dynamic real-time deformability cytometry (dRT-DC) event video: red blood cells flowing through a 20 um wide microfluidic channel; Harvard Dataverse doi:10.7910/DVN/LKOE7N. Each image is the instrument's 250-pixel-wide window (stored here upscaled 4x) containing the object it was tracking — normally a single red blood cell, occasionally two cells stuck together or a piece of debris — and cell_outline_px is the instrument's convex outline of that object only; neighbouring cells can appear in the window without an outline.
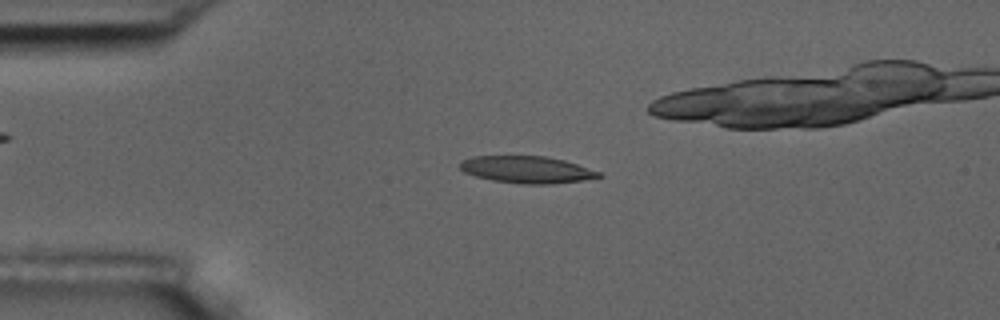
{"species": "common noctule bat (a hibernating species)", "species_latin": "Nyctalus noctula", "temperature_condition": "room temperature", "stored_images_in_passage": 4, "camera_frame_rate_fps": 3000, "um_per_image_px": 0.085, "animal": {"sex": "male", "body_mass_g": 17.5, "forearm_length_mm": 52.3}, "frame": {"image": 1, "passage_image": 2, "time_ms": 1.333, "image_size_px": [1000, 320], "cell_outline_px": [[604, 176], [580, 180], [552, 184], [524, 184], [492, 180], [476, 176], [464, 172], [460, 168], [460, 160], [472, 156], [544, 156], [564, 160], [600, 172]], "centroid_in_image_um": [44.75, 14.41], "position_along_channel_um": 40.3, "area_um2": 21.68}}